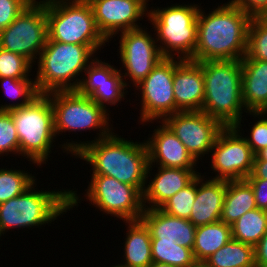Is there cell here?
Returning a JSON list of instances; mask_svg holds the SVG:
<instances>
[{
	"label": "cell",
	"mask_w": 267,
	"mask_h": 267,
	"mask_svg": "<svg viewBox=\"0 0 267 267\" xmlns=\"http://www.w3.org/2000/svg\"><path fill=\"white\" fill-rule=\"evenodd\" d=\"M242 59L267 61V17H252L247 32L246 54Z\"/></svg>",
	"instance_id": "1f68e13d"
},
{
	"label": "cell",
	"mask_w": 267,
	"mask_h": 267,
	"mask_svg": "<svg viewBox=\"0 0 267 267\" xmlns=\"http://www.w3.org/2000/svg\"><path fill=\"white\" fill-rule=\"evenodd\" d=\"M86 199L106 215L128 222L140 220L143 194L135 187L105 175H92Z\"/></svg>",
	"instance_id": "8fae6325"
},
{
	"label": "cell",
	"mask_w": 267,
	"mask_h": 267,
	"mask_svg": "<svg viewBox=\"0 0 267 267\" xmlns=\"http://www.w3.org/2000/svg\"><path fill=\"white\" fill-rule=\"evenodd\" d=\"M197 194V177L185 188L172 196L160 209L167 214L189 219Z\"/></svg>",
	"instance_id": "d6a6232c"
},
{
	"label": "cell",
	"mask_w": 267,
	"mask_h": 267,
	"mask_svg": "<svg viewBox=\"0 0 267 267\" xmlns=\"http://www.w3.org/2000/svg\"><path fill=\"white\" fill-rule=\"evenodd\" d=\"M2 89L4 90L6 96L17 99L21 101L16 103H9L0 106V111H10L11 109L19 108L30 104L37 96L39 92L36 88L35 80L31 78H0Z\"/></svg>",
	"instance_id": "f546056e"
},
{
	"label": "cell",
	"mask_w": 267,
	"mask_h": 267,
	"mask_svg": "<svg viewBox=\"0 0 267 267\" xmlns=\"http://www.w3.org/2000/svg\"><path fill=\"white\" fill-rule=\"evenodd\" d=\"M240 132V128L224 127L210 151L213 179L244 180L251 173L255 154Z\"/></svg>",
	"instance_id": "4fadbf2b"
},
{
	"label": "cell",
	"mask_w": 267,
	"mask_h": 267,
	"mask_svg": "<svg viewBox=\"0 0 267 267\" xmlns=\"http://www.w3.org/2000/svg\"><path fill=\"white\" fill-rule=\"evenodd\" d=\"M142 27L131 29L121 33L119 40V54L125 74L123 80L128 87L129 76L131 83L139 84L164 57L161 55L156 38L149 35Z\"/></svg>",
	"instance_id": "9a60e30c"
},
{
	"label": "cell",
	"mask_w": 267,
	"mask_h": 267,
	"mask_svg": "<svg viewBox=\"0 0 267 267\" xmlns=\"http://www.w3.org/2000/svg\"><path fill=\"white\" fill-rule=\"evenodd\" d=\"M200 6L172 4L148 12V21L157 35L156 41L163 57L191 59L197 44V15ZM159 41V42H158ZM175 51V53H174Z\"/></svg>",
	"instance_id": "ba28073f"
},
{
	"label": "cell",
	"mask_w": 267,
	"mask_h": 267,
	"mask_svg": "<svg viewBox=\"0 0 267 267\" xmlns=\"http://www.w3.org/2000/svg\"><path fill=\"white\" fill-rule=\"evenodd\" d=\"M251 185L244 180H228L221 214V221L233 224L243 214L256 209Z\"/></svg>",
	"instance_id": "d4e9b609"
},
{
	"label": "cell",
	"mask_w": 267,
	"mask_h": 267,
	"mask_svg": "<svg viewBox=\"0 0 267 267\" xmlns=\"http://www.w3.org/2000/svg\"><path fill=\"white\" fill-rule=\"evenodd\" d=\"M149 267H176L170 264H165V263H159V262H152Z\"/></svg>",
	"instance_id": "7bdbcfd3"
},
{
	"label": "cell",
	"mask_w": 267,
	"mask_h": 267,
	"mask_svg": "<svg viewBox=\"0 0 267 267\" xmlns=\"http://www.w3.org/2000/svg\"><path fill=\"white\" fill-rule=\"evenodd\" d=\"M154 133L145 140L148 149L149 165L195 169L197 161L190 155L186 147L175 136L171 129L161 121Z\"/></svg>",
	"instance_id": "d6986e66"
},
{
	"label": "cell",
	"mask_w": 267,
	"mask_h": 267,
	"mask_svg": "<svg viewBox=\"0 0 267 267\" xmlns=\"http://www.w3.org/2000/svg\"><path fill=\"white\" fill-rule=\"evenodd\" d=\"M32 65L25 57L0 47V78H29Z\"/></svg>",
	"instance_id": "836d02e7"
},
{
	"label": "cell",
	"mask_w": 267,
	"mask_h": 267,
	"mask_svg": "<svg viewBox=\"0 0 267 267\" xmlns=\"http://www.w3.org/2000/svg\"><path fill=\"white\" fill-rule=\"evenodd\" d=\"M173 93L176 113L179 111H202L204 77L199 62L177 58L173 75Z\"/></svg>",
	"instance_id": "ac0fdd59"
},
{
	"label": "cell",
	"mask_w": 267,
	"mask_h": 267,
	"mask_svg": "<svg viewBox=\"0 0 267 267\" xmlns=\"http://www.w3.org/2000/svg\"><path fill=\"white\" fill-rule=\"evenodd\" d=\"M267 112H250L258 121L250 127V137H243L256 155L262 149L267 147ZM261 117V119H260ZM263 117V118H262Z\"/></svg>",
	"instance_id": "d590c367"
},
{
	"label": "cell",
	"mask_w": 267,
	"mask_h": 267,
	"mask_svg": "<svg viewBox=\"0 0 267 267\" xmlns=\"http://www.w3.org/2000/svg\"><path fill=\"white\" fill-rule=\"evenodd\" d=\"M232 239L255 246L267 232V211L253 209L231 224Z\"/></svg>",
	"instance_id": "83f0119b"
},
{
	"label": "cell",
	"mask_w": 267,
	"mask_h": 267,
	"mask_svg": "<svg viewBox=\"0 0 267 267\" xmlns=\"http://www.w3.org/2000/svg\"><path fill=\"white\" fill-rule=\"evenodd\" d=\"M193 267H207L204 263H196Z\"/></svg>",
	"instance_id": "ee69618b"
},
{
	"label": "cell",
	"mask_w": 267,
	"mask_h": 267,
	"mask_svg": "<svg viewBox=\"0 0 267 267\" xmlns=\"http://www.w3.org/2000/svg\"><path fill=\"white\" fill-rule=\"evenodd\" d=\"M47 33L52 41L87 45L94 53L108 42L98 31L85 0H46Z\"/></svg>",
	"instance_id": "8992f818"
},
{
	"label": "cell",
	"mask_w": 267,
	"mask_h": 267,
	"mask_svg": "<svg viewBox=\"0 0 267 267\" xmlns=\"http://www.w3.org/2000/svg\"><path fill=\"white\" fill-rule=\"evenodd\" d=\"M47 37L46 0H33L7 28L0 31V47L25 57L33 64L45 47Z\"/></svg>",
	"instance_id": "30bf717a"
},
{
	"label": "cell",
	"mask_w": 267,
	"mask_h": 267,
	"mask_svg": "<svg viewBox=\"0 0 267 267\" xmlns=\"http://www.w3.org/2000/svg\"><path fill=\"white\" fill-rule=\"evenodd\" d=\"M227 4L241 9L252 17H267V0H229Z\"/></svg>",
	"instance_id": "74e56055"
},
{
	"label": "cell",
	"mask_w": 267,
	"mask_h": 267,
	"mask_svg": "<svg viewBox=\"0 0 267 267\" xmlns=\"http://www.w3.org/2000/svg\"><path fill=\"white\" fill-rule=\"evenodd\" d=\"M35 185V186H34ZM36 182L23 194L0 203V237L9 229L30 228L51 224L61 214L80 203L73 190H35ZM6 231V232H5Z\"/></svg>",
	"instance_id": "277c9868"
},
{
	"label": "cell",
	"mask_w": 267,
	"mask_h": 267,
	"mask_svg": "<svg viewBox=\"0 0 267 267\" xmlns=\"http://www.w3.org/2000/svg\"><path fill=\"white\" fill-rule=\"evenodd\" d=\"M61 146L59 147L63 152L88 162L92 166V175L113 177L122 183L135 186L143 194L152 171L145 141L125 140L112 132L108 137L99 140H72Z\"/></svg>",
	"instance_id": "6da1fadb"
},
{
	"label": "cell",
	"mask_w": 267,
	"mask_h": 267,
	"mask_svg": "<svg viewBox=\"0 0 267 267\" xmlns=\"http://www.w3.org/2000/svg\"><path fill=\"white\" fill-rule=\"evenodd\" d=\"M85 76L76 91L83 96H88L105 110L106 105H117L128 93V87L123 80L121 68L118 70L110 63L102 62L97 57L85 69ZM125 90V91H124ZM127 92V93H126Z\"/></svg>",
	"instance_id": "e0dca14e"
},
{
	"label": "cell",
	"mask_w": 267,
	"mask_h": 267,
	"mask_svg": "<svg viewBox=\"0 0 267 267\" xmlns=\"http://www.w3.org/2000/svg\"><path fill=\"white\" fill-rule=\"evenodd\" d=\"M24 170L0 168V203L23 194L36 181L32 173Z\"/></svg>",
	"instance_id": "4dcf8cb0"
},
{
	"label": "cell",
	"mask_w": 267,
	"mask_h": 267,
	"mask_svg": "<svg viewBox=\"0 0 267 267\" xmlns=\"http://www.w3.org/2000/svg\"><path fill=\"white\" fill-rule=\"evenodd\" d=\"M162 121L198 163L202 156L210 153L218 133L224 128L217 119L202 111H179Z\"/></svg>",
	"instance_id": "5bb4252c"
},
{
	"label": "cell",
	"mask_w": 267,
	"mask_h": 267,
	"mask_svg": "<svg viewBox=\"0 0 267 267\" xmlns=\"http://www.w3.org/2000/svg\"><path fill=\"white\" fill-rule=\"evenodd\" d=\"M231 239V225L221 220L196 227L195 243L192 249L195 261L203 263Z\"/></svg>",
	"instance_id": "484cf974"
},
{
	"label": "cell",
	"mask_w": 267,
	"mask_h": 267,
	"mask_svg": "<svg viewBox=\"0 0 267 267\" xmlns=\"http://www.w3.org/2000/svg\"><path fill=\"white\" fill-rule=\"evenodd\" d=\"M94 54L87 45L61 43L47 37L37 60L38 70L34 79L39 94L76 91L81 82L79 75L94 60ZM78 76L80 78H76Z\"/></svg>",
	"instance_id": "5b68a950"
},
{
	"label": "cell",
	"mask_w": 267,
	"mask_h": 267,
	"mask_svg": "<svg viewBox=\"0 0 267 267\" xmlns=\"http://www.w3.org/2000/svg\"><path fill=\"white\" fill-rule=\"evenodd\" d=\"M197 176V194L189 217L195 226H203L221 219L224 197L227 190V180L206 179Z\"/></svg>",
	"instance_id": "7402d4cb"
},
{
	"label": "cell",
	"mask_w": 267,
	"mask_h": 267,
	"mask_svg": "<svg viewBox=\"0 0 267 267\" xmlns=\"http://www.w3.org/2000/svg\"><path fill=\"white\" fill-rule=\"evenodd\" d=\"M195 170L159 166L157 173L153 175V178L150 176L149 184L145 186L143 192L144 209L160 208L200 174Z\"/></svg>",
	"instance_id": "ffe728a7"
},
{
	"label": "cell",
	"mask_w": 267,
	"mask_h": 267,
	"mask_svg": "<svg viewBox=\"0 0 267 267\" xmlns=\"http://www.w3.org/2000/svg\"><path fill=\"white\" fill-rule=\"evenodd\" d=\"M19 155V139L10 111H0V156Z\"/></svg>",
	"instance_id": "e575fe53"
},
{
	"label": "cell",
	"mask_w": 267,
	"mask_h": 267,
	"mask_svg": "<svg viewBox=\"0 0 267 267\" xmlns=\"http://www.w3.org/2000/svg\"><path fill=\"white\" fill-rule=\"evenodd\" d=\"M204 77L202 112L217 119L224 127L241 128L242 100L241 60L201 61Z\"/></svg>",
	"instance_id": "3957f363"
},
{
	"label": "cell",
	"mask_w": 267,
	"mask_h": 267,
	"mask_svg": "<svg viewBox=\"0 0 267 267\" xmlns=\"http://www.w3.org/2000/svg\"><path fill=\"white\" fill-rule=\"evenodd\" d=\"M246 179L267 180V161L261 160L255 155L252 173Z\"/></svg>",
	"instance_id": "60d3db41"
},
{
	"label": "cell",
	"mask_w": 267,
	"mask_h": 267,
	"mask_svg": "<svg viewBox=\"0 0 267 267\" xmlns=\"http://www.w3.org/2000/svg\"><path fill=\"white\" fill-rule=\"evenodd\" d=\"M85 1L91 5L97 29L108 41V44L111 38L116 34L119 35V31L140 28L141 25L137 21L142 20L144 16L148 17L149 4L147 2L149 0Z\"/></svg>",
	"instance_id": "2e32d148"
},
{
	"label": "cell",
	"mask_w": 267,
	"mask_h": 267,
	"mask_svg": "<svg viewBox=\"0 0 267 267\" xmlns=\"http://www.w3.org/2000/svg\"><path fill=\"white\" fill-rule=\"evenodd\" d=\"M203 263L207 267H256L254 246L231 239Z\"/></svg>",
	"instance_id": "4316f807"
},
{
	"label": "cell",
	"mask_w": 267,
	"mask_h": 267,
	"mask_svg": "<svg viewBox=\"0 0 267 267\" xmlns=\"http://www.w3.org/2000/svg\"><path fill=\"white\" fill-rule=\"evenodd\" d=\"M255 266L267 267V232L254 246Z\"/></svg>",
	"instance_id": "ab89813d"
},
{
	"label": "cell",
	"mask_w": 267,
	"mask_h": 267,
	"mask_svg": "<svg viewBox=\"0 0 267 267\" xmlns=\"http://www.w3.org/2000/svg\"><path fill=\"white\" fill-rule=\"evenodd\" d=\"M46 95L50 98L54 112L56 136L67 131L98 129L95 141L112 133V125L109 127L110 114L90 97L80 95L77 91H54Z\"/></svg>",
	"instance_id": "9c48e42d"
},
{
	"label": "cell",
	"mask_w": 267,
	"mask_h": 267,
	"mask_svg": "<svg viewBox=\"0 0 267 267\" xmlns=\"http://www.w3.org/2000/svg\"><path fill=\"white\" fill-rule=\"evenodd\" d=\"M176 58L164 57L153 70L135 86L141 97V123L163 120L176 113L173 93V75L176 69Z\"/></svg>",
	"instance_id": "7c38bea8"
},
{
	"label": "cell",
	"mask_w": 267,
	"mask_h": 267,
	"mask_svg": "<svg viewBox=\"0 0 267 267\" xmlns=\"http://www.w3.org/2000/svg\"><path fill=\"white\" fill-rule=\"evenodd\" d=\"M152 262L170 264L176 267H193L195 261L192 249L176 241L151 239Z\"/></svg>",
	"instance_id": "f1b7e54d"
},
{
	"label": "cell",
	"mask_w": 267,
	"mask_h": 267,
	"mask_svg": "<svg viewBox=\"0 0 267 267\" xmlns=\"http://www.w3.org/2000/svg\"><path fill=\"white\" fill-rule=\"evenodd\" d=\"M140 220L149 229L151 239L176 241L193 249L196 227L188 219L171 216L157 208L144 209Z\"/></svg>",
	"instance_id": "44dd1931"
},
{
	"label": "cell",
	"mask_w": 267,
	"mask_h": 267,
	"mask_svg": "<svg viewBox=\"0 0 267 267\" xmlns=\"http://www.w3.org/2000/svg\"><path fill=\"white\" fill-rule=\"evenodd\" d=\"M261 160L267 161V147L256 154Z\"/></svg>",
	"instance_id": "b9f144b4"
},
{
	"label": "cell",
	"mask_w": 267,
	"mask_h": 267,
	"mask_svg": "<svg viewBox=\"0 0 267 267\" xmlns=\"http://www.w3.org/2000/svg\"><path fill=\"white\" fill-rule=\"evenodd\" d=\"M125 224L128 229L124 241V262L120 265L124 267H149L152 263L149 229L141 220L128 221Z\"/></svg>",
	"instance_id": "cb8c5ba5"
},
{
	"label": "cell",
	"mask_w": 267,
	"mask_h": 267,
	"mask_svg": "<svg viewBox=\"0 0 267 267\" xmlns=\"http://www.w3.org/2000/svg\"><path fill=\"white\" fill-rule=\"evenodd\" d=\"M111 267H124V266H121L120 264H118V265H112Z\"/></svg>",
	"instance_id": "f6af8a7d"
},
{
	"label": "cell",
	"mask_w": 267,
	"mask_h": 267,
	"mask_svg": "<svg viewBox=\"0 0 267 267\" xmlns=\"http://www.w3.org/2000/svg\"><path fill=\"white\" fill-rule=\"evenodd\" d=\"M10 112L19 139V156L39 167L46 164L56 138L50 98L40 94L30 104Z\"/></svg>",
	"instance_id": "52a82bcc"
},
{
	"label": "cell",
	"mask_w": 267,
	"mask_h": 267,
	"mask_svg": "<svg viewBox=\"0 0 267 267\" xmlns=\"http://www.w3.org/2000/svg\"><path fill=\"white\" fill-rule=\"evenodd\" d=\"M33 0H0V31L7 28Z\"/></svg>",
	"instance_id": "8d00e7d4"
},
{
	"label": "cell",
	"mask_w": 267,
	"mask_h": 267,
	"mask_svg": "<svg viewBox=\"0 0 267 267\" xmlns=\"http://www.w3.org/2000/svg\"><path fill=\"white\" fill-rule=\"evenodd\" d=\"M252 187L258 209L267 211V180L245 179Z\"/></svg>",
	"instance_id": "f35d334b"
},
{
	"label": "cell",
	"mask_w": 267,
	"mask_h": 267,
	"mask_svg": "<svg viewBox=\"0 0 267 267\" xmlns=\"http://www.w3.org/2000/svg\"><path fill=\"white\" fill-rule=\"evenodd\" d=\"M251 17L224 3L206 15H197V44L192 61L241 60L246 54Z\"/></svg>",
	"instance_id": "7a4b0ae2"
},
{
	"label": "cell",
	"mask_w": 267,
	"mask_h": 267,
	"mask_svg": "<svg viewBox=\"0 0 267 267\" xmlns=\"http://www.w3.org/2000/svg\"><path fill=\"white\" fill-rule=\"evenodd\" d=\"M242 100L247 113L267 112V61L241 59Z\"/></svg>",
	"instance_id": "603a6c76"
}]
</instances>
